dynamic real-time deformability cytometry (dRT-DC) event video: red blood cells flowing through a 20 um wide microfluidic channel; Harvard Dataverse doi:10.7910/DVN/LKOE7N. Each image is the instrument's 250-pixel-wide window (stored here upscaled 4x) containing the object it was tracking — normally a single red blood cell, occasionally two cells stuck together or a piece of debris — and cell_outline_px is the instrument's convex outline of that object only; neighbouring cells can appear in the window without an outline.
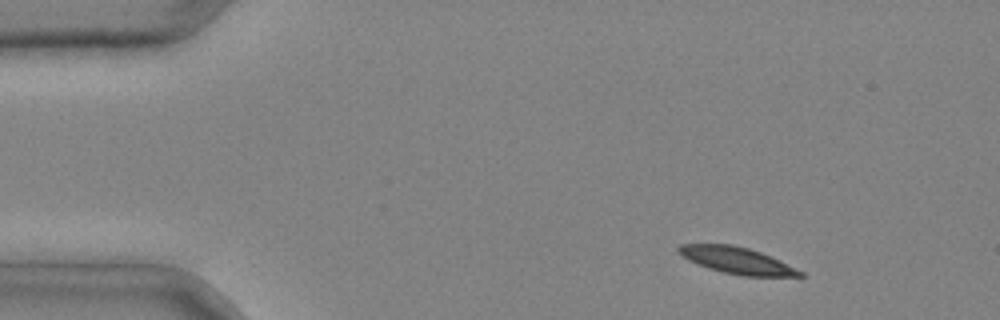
{"species": "common noctule bat (a hibernating species)", "species_latin": "Nyctalus noctula", "temperature_condition": "cold", "stored_images_in_passage": 3, "camera_frame_rate_fps": 3000, "um_per_image_px": 0.085, "animal": {"sex": "male", "body_mass_g": 20.4}, "frame": {"image": 1, "passage_image": 1, "time_ms": 0.0, "image_size_px": [1000, 320], "cell_outline_px": [[804, 276], [744, 276], [724, 272], [708, 268], [688, 260], [676, 252], [676, 248], [680, 244], [732, 244], [748, 248], [760, 252], [804, 272]], "centroid_in_image_um": [62.57, 22.12], "position_along_channel_um": 22.4, "area_um2": 18.61}}